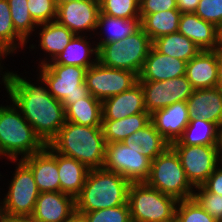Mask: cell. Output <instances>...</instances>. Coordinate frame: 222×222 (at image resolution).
Instances as JSON below:
<instances>
[{"label": "cell", "mask_w": 222, "mask_h": 222, "mask_svg": "<svg viewBox=\"0 0 222 222\" xmlns=\"http://www.w3.org/2000/svg\"><path fill=\"white\" fill-rule=\"evenodd\" d=\"M9 106H0V156L19 160L41 151L46 144L10 100Z\"/></svg>", "instance_id": "obj_4"}, {"label": "cell", "mask_w": 222, "mask_h": 222, "mask_svg": "<svg viewBox=\"0 0 222 222\" xmlns=\"http://www.w3.org/2000/svg\"><path fill=\"white\" fill-rule=\"evenodd\" d=\"M99 12L100 1H70L57 7L56 21L81 36L96 31Z\"/></svg>", "instance_id": "obj_14"}, {"label": "cell", "mask_w": 222, "mask_h": 222, "mask_svg": "<svg viewBox=\"0 0 222 222\" xmlns=\"http://www.w3.org/2000/svg\"><path fill=\"white\" fill-rule=\"evenodd\" d=\"M26 44L27 42L15 31L7 0H0V48L9 56L15 53L17 48L24 49Z\"/></svg>", "instance_id": "obj_33"}, {"label": "cell", "mask_w": 222, "mask_h": 222, "mask_svg": "<svg viewBox=\"0 0 222 222\" xmlns=\"http://www.w3.org/2000/svg\"><path fill=\"white\" fill-rule=\"evenodd\" d=\"M178 9L176 0H140V15Z\"/></svg>", "instance_id": "obj_41"}, {"label": "cell", "mask_w": 222, "mask_h": 222, "mask_svg": "<svg viewBox=\"0 0 222 222\" xmlns=\"http://www.w3.org/2000/svg\"><path fill=\"white\" fill-rule=\"evenodd\" d=\"M217 52L219 54V57L222 59V48H218Z\"/></svg>", "instance_id": "obj_53"}, {"label": "cell", "mask_w": 222, "mask_h": 222, "mask_svg": "<svg viewBox=\"0 0 222 222\" xmlns=\"http://www.w3.org/2000/svg\"><path fill=\"white\" fill-rule=\"evenodd\" d=\"M39 48L48 53L49 58L53 61L60 53L63 52L69 42L75 37V34L66 26L60 25L57 21L39 24Z\"/></svg>", "instance_id": "obj_28"}, {"label": "cell", "mask_w": 222, "mask_h": 222, "mask_svg": "<svg viewBox=\"0 0 222 222\" xmlns=\"http://www.w3.org/2000/svg\"><path fill=\"white\" fill-rule=\"evenodd\" d=\"M151 122L150 113H139L118 120H102L101 128L106 143L122 142Z\"/></svg>", "instance_id": "obj_29"}, {"label": "cell", "mask_w": 222, "mask_h": 222, "mask_svg": "<svg viewBox=\"0 0 222 222\" xmlns=\"http://www.w3.org/2000/svg\"><path fill=\"white\" fill-rule=\"evenodd\" d=\"M142 151L133 142L106 143L102 168L120 174L130 183H145L150 175L152 160Z\"/></svg>", "instance_id": "obj_9"}, {"label": "cell", "mask_w": 222, "mask_h": 222, "mask_svg": "<svg viewBox=\"0 0 222 222\" xmlns=\"http://www.w3.org/2000/svg\"><path fill=\"white\" fill-rule=\"evenodd\" d=\"M128 204L132 222H167L176 213L178 200L146 183H131Z\"/></svg>", "instance_id": "obj_7"}, {"label": "cell", "mask_w": 222, "mask_h": 222, "mask_svg": "<svg viewBox=\"0 0 222 222\" xmlns=\"http://www.w3.org/2000/svg\"><path fill=\"white\" fill-rule=\"evenodd\" d=\"M187 62L158 52L151 47L138 81H163L186 74Z\"/></svg>", "instance_id": "obj_20"}, {"label": "cell", "mask_w": 222, "mask_h": 222, "mask_svg": "<svg viewBox=\"0 0 222 222\" xmlns=\"http://www.w3.org/2000/svg\"><path fill=\"white\" fill-rule=\"evenodd\" d=\"M64 222H85L81 214L75 212Z\"/></svg>", "instance_id": "obj_47"}, {"label": "cell", "mask_w": 222, "mask_h": 222, "mask_svg": "<svg viewBox=\"0 0 222 222\" xmlns=\"http://www.w3.org/2000/svg\"><path fill=\"white\" fill-rule=\"evenodd\" d=\"M66 121L77 125L101 127L102 101L89 94L65 108Z\"/></svg>", "instance_id": "obj_27"}, {"label": "cell", "mask_w": 222, "mask_h": 222, "mask_svg": "<svg viewBox=\"0 0 222 222\" xmlns=\"http://www.w3.org/2000/svg\"><path fill=\"white\" fill-rule=\"evenodd\" d=\"M178 155L186 177L196 188L202 186L219 164V145H170Z\"/></svg>", "instance_id": "obj_11"}, {"label": "cell", "mask_w": 222, "mask_h": 222, "mask_svg": "<svg viewBox=\"0 0 222 222\" xmlns=\"http://www.w3.org/2000/svg\"><path fill=\"white\" fill-rule=\"evenodd\" d=\"M139 82L144 93L145 108L150 114L175 102L187 101L194 91L185 75L163 81Z\"/></svg>", "instance_id": "obj_13"}, {"label": "cell", "mask_w": 222, "mask_h": 222, "mask_svg": "<svg viewBox=\"0 0 222 222\" xmlns=\"http://www.w3.org/2000/svg\"><path fill=\"white\" fill-rule=\"evenodd\" d=\"M39 67V76L47 84L49 93L62 102L65 108L90 94L85 82L87 68L63 64Z\"/></svg>", "instance_id": "obj_8"}, {"label": "cell", "mask_w": 222, "mask_h": 222, "mask_svg": "<svg viewBox=\"0 0 222 222\" xmlns=\"http://www.w3.org/2000/svg\"><path fill=\"white\" fill-rule=\"evenodd\" d=\"M176 214L183 222H218L210 216L193 198L179 200L176 207Z\"/></svg>", "instance_id": "obj_37"}, {"label": "cell", "mask_w": 222, "mask_h": 222, "mask_svg": "<svg viewBox=\"0 0 222 222\" xmlns=\"http://www.w3.org/2000/svg\"><path fill=\"white\" fill-rule=\"evenodd\" d=\"M189 121L186 101L175 102L168 107L155 110L151 114V122L169 144L182 136Z\"/></svg>", "instance_id": "obj_17"}, {"label": "cell", "mask_w": 222, "mask_h": 222, "mask_svg": "<svg viewBox=\"0 0 222 222\" xmlns=\"http://www.w3.org/2000/svg\"><path fill=\"white\" fill-rule=\"evenodd\" d=\"M218 48H222V25L218 28Z\"/></svg>", "instance_id": "obj_49"}, {"label": "cell", "mask_w": 222, "mask_h": 222, "mask_svg": "<svg viewBox=\"0 0 222 222\" xmlns=\"http://www.w3.org/2000/svg\"><path fill=\"white\" fill-rule=\"evenodd\" d=\"M180 16L178 9L140 15L141 28L153 42L161 36L178 32Z\"/></svg>", "instance_id": "obj_30"}, {"label": "cell", "mask_w": 222, "mask_h": 222, "mask_svg": "<svg viewBox=\"0 0 222 222\" xmlns=\"http://www.w3.org/2000/svg\"><path fill=\"white\" fill-rule=\"evenodd\" d=\"M217 73H218V80H217V86L221 91H222V59L219 57L218 60V69H217Z\"/></svg>", "instance_id": "obj_46"}, {"label": "cell", "mask_w": 222, "mask_h": 222, "mask_svg": "<svg viewBox=\"0 0 222 222\" xmlns=\"http://www.w3.org/2000/svg\"><path fill=\"white\" fill-rule=\"evenodd\" d=\"M122 142H133L142 148V154L151 160L162 154L170 144L156 130L154 124L150 122L143 129L137 130Z\"/></svg>", "instance_id": "obj_32"}, {"label": "cell", "mask_w": 222, "mask_h": 222, "mask_svg": "<svg viewBox=\"0 0 222 222\" xmlns=\"http://www.w3.org/2000/svg\"><path fill=\"white\" fill-rule=\"evenodd\" d=\"M17 162L7 194L1 201L0 216H32L40 194L31 169L21 160Z\"/></svg>", "instance_id": "obj_10"}, {"label": "cell", "mask_w": 222, "mask_h": 222, "mask_svg": "<svg viewBox=\"0 0 222 222\" xmlns=\"http://www.w3.org/2000/svg\"><path fill=\"white\" fill-rule=\"evenodd\" d=\"M48 145L55 152L74 158L90 170L100 169L104 165L106 141L101 127L66 121Z\"/></svg>", "instance_id": "obj_2"}, {"label": "cell", "mask_w": 222, "mask_h": 222, "mask_svg": "<svg viewBox=\"0 0 222 222\" xmlns=\"http://www.w3.org/2000/svg\"><path fill=\"white\" fill-rule=\"evenodd\" d=\"M153 47L161 54L189 62L201 50L183 34L176 32L161 36L152 42Z\"/></svg>", "instance_id": "obj_31"}, {"label": "cell", "mask_w": 222, "mask_h": 222, "mask_svg": "<svg viewBox=\"0 0 222 222\" xmlns=\"http://www.w3.org/2000/svg\"><path fill=\"white\" fill-rule=\"evenodd\" d=\"M145 183L178 201L191 199L195 189L187 179L178 155L170 146L152 160L150 175Z\"/></svg>", "instance_id": "obj_6"}, {"label": "cell", "mask_w": 222, "mask_h": 222, "mask_svg": "<svg viewBox=\"0 0 222 222\" xmlns=\"http://www.w3.org/2000/svg\"><path fill=\"white\" fill-rule=\"evenodd\" d=\"M85 222H132L129 204L81 214Z\"/></svg>", "instance_id": "obj_36"}, {"label": "cell", "mask_w": 222, "mask_h": 222, "mask_svg": "<svg viewBox=\"0 0 222 222\" xmlns=\"http://www.w3.org/2000/svg\"><path fill=\"white\" fill-rule=\"evenodd\" d=\"M33 20L39 25L56 21L57 7L54 0H27Z\"/></svg>", "instance_id": "obj_39"}, {"label": "cell", "mask_w": 222, "mask_h": 222, "mask_svg": "<svg viewBox=\"0 0 222 222\" xmlns=\"http://www.w3.org/2000/svg\"><path fill=\"white\" fill-rule=\"evenodd\" d=\"M75 211V198L64 192H41L32 217L38 222H64Z\"/></svg>", "instance_id": "obj_18"}, {"label": "cell", "mask_w": 222, "mask_h": 222, "mask_svg": "<svg viewBox=\"0 0 222 222\" xmlns=\"http://www.w3.org/2000/svg\"><path fill=\"white\" fill-rule=\"evenodd\" d=\"M200 0H176L177 8L181 13H194Z\"/></svg>", "instance_id": "obj_43"}, {"label": "cell", "mask_w": 222, "mask_h": 222, "mask_svg": "<svg viewBox=\"0 0 222 222\" xmlns=\"http://www.w3.org/2000/svg\"><path fill=\"white\" fill-rule=\"evenodd\" d=\"M220 127L208 120L190 118L182 136L170 145H219Z\"/></svg>", "instance_id": "obj_25"}, {"label": "cell", "mask_w": 222, "mask_h": 222, "mask_svg": "<svg viewBox=\"0 0 222 222\" xmlns=\"http://www.w3.org/2000/svg\"><path fill=\"white\" fill-rule=\"evenodd\" d=\"M15 31L26 41L38 24L33 20L28 9L27 0H7ZM29 37V38H28Z\"/></svg>", "instance_id": "obj_34"}, {"label": "cell", "mask_w": 222, "mask_h": 222, "mask_svg": "<svg viewBox=\"0 0 222 222\" xmlns=\"http://www.w3.org/2000/svg\"><path fill=\"white\" fill-rule=\"evenodd\" d=\"M1 222H38L32 216H23V217H7L0 216Z\"/></svg>", "instance_id": "obj_44"}, {"label": "cell", "mask_w": 222, "mask_h": 222, "mask_svg": "<svg viewBox=\"0 0 222 222\" xmlns=\"http://www.w3.org/2000/svg\"><path fill=\"white\" fill-rule=\"evenodd\" d=\"M203 186L214 194L222 195V168L221 164L208 177Z\"/></svg>", "instance_id": "obj_42"}, {"label": "cell", "mask_w": 222, "mask_h": 222, "mask_svg": "<svg viewBox=\"0 0 222 222\" xmlns=\"http://www.w3.org/2000/svg\"><path fill=\"white\" fill-rule=\"evenodd\" d=\"M37 79L41 85H34L30 80L9 71L5 89L8 98L20 109L35 133L45 144H49L66 122L65 107L49 93L42 77Z\"/></svg>", "instance_id": "obj_1"}, {"label": "cell", "mask_w": 222, "mask_h": 222, "mask_svg": "<svg viewBox=\"0 0 222 222\" xmlns=\"http://www.w3.org/2000/svg\"><path fill=\"white\" fill-rule=\"evenodd\" d=\"M70 1H99V0H54L56 7H58L59 5L68 3Z\"/></svg>", "instance_id": "obj_48"}, {"label": "cell", "mask_w": 222, "mask_h": 222, "mask_svg": "<svg viewBox=\"0 0 222 222\" xmlns=\"http://www.w3.org/2000/svg\"><path fill=\"white\" fill-rule=\"evenodd\" d=\"M130 184L116 172L91 169L81 192L75 197V211L84 214L127 204Z\"/></svg>", "instance_id": "obj_3"}, {"label": "cell", "mask_w": 222, "mask_h": 222, "mask_svg": "<svg viewBox=\"0 0 222 222\" xmlns=\"http://www.w3.org/2000/svg\"><path fill=\"white\" fill-rule=\"evenodd\" d=\"M32 171L39 192H60L57 152L48 144L39 152L21 159Z\"/></svg>", "instance_id": "obj_15"}, {"label": "cell", "mask_w": 222, "mask_h": 222, "mask_svg": "<svg viewBox=\"0 0 222 222\" xmlns=\"http://www.w3.org/2000/svg\"><path fill=\"white\" fill-rule=\"evenodd\" d=\"M138 79L134 72L108 68L97 62L87 69L85 82L89 93L103 101L130 89Z\"/></svg>", "instance_id": "obj_12"}, {"label": "cell", "mask_w": 222, "mask_h": 222, "mask_svg": "<svg viewBox=\"0 0 222 222\" xmlns=\"http://www.w3.org/2000/svg\"><path fill=\"white\" fill-rule=\"evenodd\" d=\"M100 12L116 18H140V0H99Z\"/></svg>", "instance_id": "obj_35"}, {"label": "cell", "mask_w": 222, "mask_h": 222, "mask_svg": "<svg viewBox=\"0 0 222 222\" xmlns=\"http://www.w3.org/2000/svg\"><path fill=\"white\" fill-rule=\"evenodd\" d=\"M101 28L106 31L105 37L100 38L97 43V48L111 42H116L125 39L126 37L134 34L141 28L140 18H116L99 12L96 30ZM107 34V35H106ZM103 39V40H102Z\"/></svg>", "instance_id": "obj_26"}, {"label": "cell", "mask_w": 222, "mask_h": 222, "mask_svg": "<svg viewBox=\"0 0 222 222\" xmlns=\"http://www.w3.org/2000/svg\"><path fill=\"white\" fill-rule=\"evenodd\" d=\"M152 46V40L140 28L123 40L100 46L98 62L105 67L127 70L139 76Z\"/></svg>", "instance_id": "obj_5"}, {"label": "cell", "mask_w": 222, "mask_h": 222, "mask_svg": "<svg viewBox=\"0 0 222 222\" xmlns=\"http://www.w3.org/2000/svg\"><path fill=\"white\" fill-rule=\"evenodd\" d=\"M178 32L193 41L200 50L218 49V28L195 13H181Z\"/></svg>", "instance_id": "obj_22"}, {"label": "cell", "mask_w": 222, "mask_h": 222, "mask_svg": "<svg viewBox=\"0 0 222 222\" xmlns=\"http://www.w3.org/2000/svg\"><path fill=\"white\" fill-rule=\"evenodd\" d=\"M194 13L219 28L222 25V0H200Z\"/></svg>", "instance_id": "obj_40"}, {"label": "cell", "mask_w": 222, "mask_h": 222, "mask_svg": "<svg viewBox=\"0 0 222 222\" xmlns=\"http://www.w3.org/2000/svg\"><path fill=\"white\" fill-rule=\"evenodd\" d=\"M139 113H148L139 81L130 89L102 101V120H118Z\"/></svg>", "instance_id": "obj_16"}, {"label": "cell", "mask_w": 222, "mask_h": 222, "mask_svg": "<svg viewBox=\"0 0 222 222\" xmlns=\"http://www.w3.org/2000/svg\"><path fill=\"white\" fill-rule=\"evenodd\" d=\"M7 53L6 52H4L1 48H0V61L2 62V60L1 59H3L4 60V58L5 57H7ZM4 57V58H3ZM1 62H0V72L2 71V69H3V67H2V65H1ZM0 75L2 76V83L4 84V87H5V84H6V81H7V78H8V75H9V71H5V73L4 74H1L0 73Z\"/></svg>", "instance_id": "obj_45"}, {"label": "cell", "mask_w": 222, "mask_h": 222, "mask_svg": "<svg viewBox=\"0 0 222 222\" xmlns=\"http://www.w3.org/2000/svg\"><path fill=\"white\" fill-rule=\"evenodd\" d=\"M217 50H201L186 65L185 76L194 90L215 88L218 80Z\"/></svg>", "instance_id": "obj_19"}, {"label": "cell", "mask_w": 222, "mask_h": 222, "mask_svg": "<svg viewBox=\"0 0 222 222\" xmlns=\"http://www.w3.org/2000/svg\"><path fill=\"white\" fill-rule=\"evenodd\" d=\"M190 118L211 121L222 125V91L218 88L197 89L187 99Z\"/></svg>", "instance_id": "obj_21"}, {"label": "cell", "mask_w": 222, "mask_h": 222, "mask_svg": "<svg viewBox=\"0 0 222 222\" xmlns=\"http://www.w3.org/2000/svg\"><path fill=\"white\" fill-rule=\"evenodd\" d=\"M219 162H220L219 164H222V149H219Z\"/></svg>", "instance_id": "obj_52"}, {"label": "cell", "mask_w": 222, "mask_h": 222, "mask_svg": "<svg viewBox=\"0 0 222 222\" xmlns=\"http://www.w3.org/2000/svg\"><path fill=\"white\" fill-rule=\"evenodd\" d=\"M197 191V192H195ZM210 216L222 218V195L209 192L203 185L196 187L192 197Z\"/></svg>", "instance_id": "obj_38"}, {"label": "cell", "mask_w": 222, "mask_h": 222, "mask_svg": "<svg viewBox=\"0 0 222 222\" xmlns=\"http://www.w3.org/2000/svg\"><path fill=\"white\" fill-rule=\"evenodd\" d=\"M84 34L81 36L75 35V37L65 47L63 52L60 53L53 61L47 60V57H44V59L40 61L39 66L45 64H63L80 66L87 69L93 66L98 62V48L96 44L95 47L92 45V48L91 42L87 41L88 36H86V33ZM91 57L93 58L92 60Z\"/></svg>", "instance_id": "obj_23"}, {"label": "cell", "mask_w": 222, "mask_h": 222, "mask_svg": "<svg viewBox=\"0 0 222 222\" xmlns=\"http://www.w3.org/2000/svg\"><path fill=\"white\" fill-rule=\"evenodd\" d=\"M57 164L60 191L75 198L81 192L90 169L74 158L59 153H57Z\"/></svg>", "instance_id": "obj_24"}, {"label": "cell", "mask_w": 222, "mask_h": 222, "mask_svg": "<svg viewBox=\"0 0 222 222\" xmlns=\"http://www.w3.org/2000/svg\"><path fill=\"white\" fill-rule=\"evenodd\" d=\"M167 222H183L181 218L175 213Z\"/></svg>", "instance_id": "obj_50"}, {"label": "cell", "mask_w": 222, "mask_h": 222, "mask_svg": "<svg viewBox=\"0 0 222 222\" xmlns=\"http://www.w3.org/2000/svg\"><path fill=\"white\" fill-rule=\"evenodd\" d=\"M219 149H222V125L220 127V144H219Z\"/></svg>", "instance_id": "obj_51"}]
</instances>
